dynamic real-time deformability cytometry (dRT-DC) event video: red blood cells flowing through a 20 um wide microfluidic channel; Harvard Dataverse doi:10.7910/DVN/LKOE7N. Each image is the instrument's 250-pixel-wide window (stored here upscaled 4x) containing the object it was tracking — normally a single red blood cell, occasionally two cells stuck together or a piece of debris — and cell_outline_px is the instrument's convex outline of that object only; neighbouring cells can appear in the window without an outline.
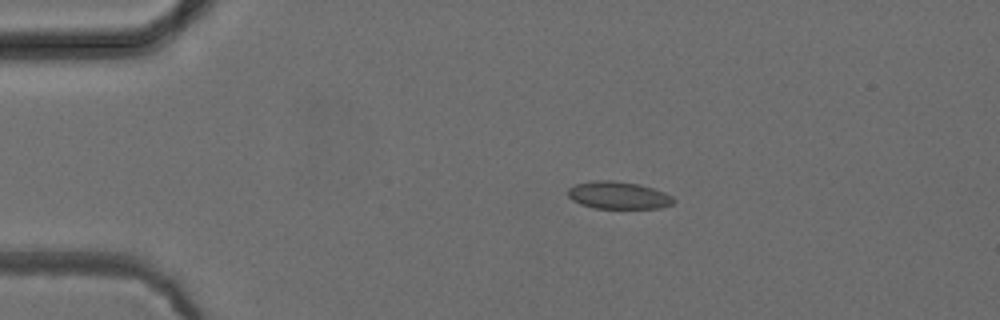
{"species": "common noctule bat (a hibernating species)", "species_latin": "Nyctalus noctula", "temperature_condition": "cold", "stored_images_in_passage": 43, "camera_frame_rate_fps": 3000, "um_per_image_px": 0.085, "animal": {"sex": "female", "body_mass_g": 24.6, "forearm_length_mm": 56.2}, "frame": {"image": 1, "passage_image": 1, "time_ms": 0.0, "image_size_px": [1000, 320], "cell_outline_px": [[676, 200], [672, 204], [660, 208], [596, 208], [580, 204], [572, 200], [568, 196], [568, 188], [576, 184], [592, 180], [612, 180], [640, 184], [664, 192], [672, 196]], "centroid_in_image_um": [52.55, 16.59], "position_along_channel_um": 32.4, "area_um2": 16.94}}
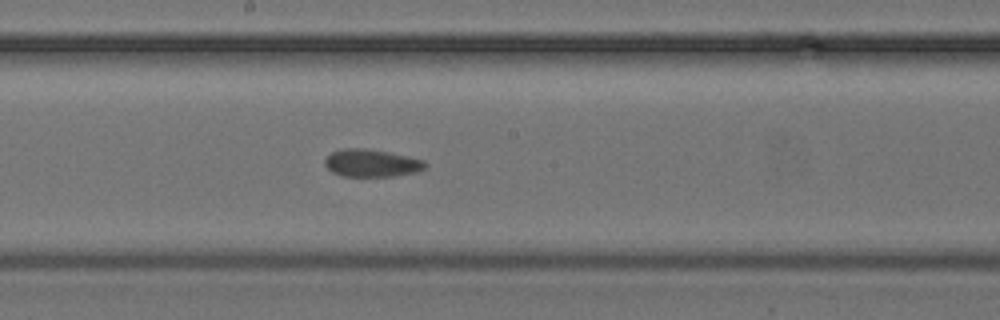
{"frame": {"image": 2, "passage_image": 19, "time_ms": 6.0, "image_size_px": [1000, 320], "cell_outline_px": [[428, 164], [420, 172], [396, 176], [344, 176], [332, 172], [324, 164], [324, 160], [332, 152], [344, 148], [368, 148], [408, 156], [424, 160]], "centroid_in_image_um": [31.62, 13.86], "position_along_channel_um": 216.6, "area_um2": 16.24}}
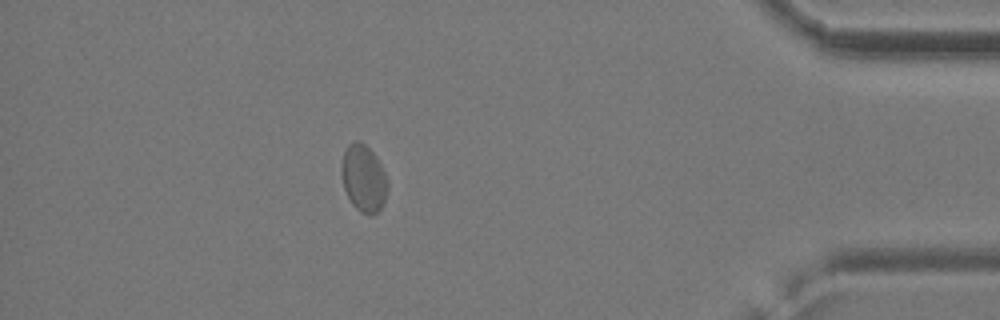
{"frame": {"image": 3, "passage_image": 37, "time_ms": 12.0, "image_size_px": [1000, 320], "cell_outline_px": [[388, 188], [384, 200], [380, 208], [372, 216], [368, 216], [360, 212], [352, 204], [344, 188], [340, 172], [340, 168], [344, 152], [348, 144], [356, 140], [360, 140], [376, 156], [388, 180]], "centroid_in_image_um": [30.89, 15.16], "position_along_channel_um": 404.3, "area_um2": 18.09}, "authors_computed_cell_mechanics": {"area_um2": 16.4152, "velocity_mm_per_s": 3.889, "shape_relaxation_time_tau1_ms": 2.6167, "shape_relaxation_time_tau2_ms": 1.5501, "deformation_change_tau1": 0.0496, "deformation_change_tau2": 0.0575}}